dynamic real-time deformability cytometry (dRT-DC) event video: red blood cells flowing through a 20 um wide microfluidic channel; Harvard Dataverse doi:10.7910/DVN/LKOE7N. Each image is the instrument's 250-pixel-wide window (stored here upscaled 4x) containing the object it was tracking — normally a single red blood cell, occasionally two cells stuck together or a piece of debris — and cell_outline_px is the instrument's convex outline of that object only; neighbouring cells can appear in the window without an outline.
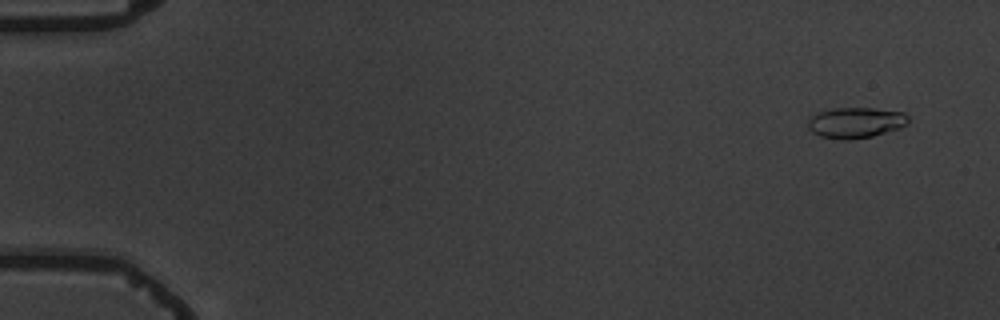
{"species": "common noctule bat (a hibernating species)", "species_latin": "Nyctalus noctula", "temperature_condition": "warm", "stored_images_in_passage": 5, "camera_frame_rate_fps": 3000, "um_per_image_px": 0.085, "animal": {"sex": "male", "body_mass_g": 19.5, "forearm_length_mm": 54.6}, "frame": {"image": 1, "passage_image": 1, "time_ms": 0.0, "image_size_px": [1000, 320], "cell_outline_px": [[908, 124], [900, 128], [872, 136], [848, 140], [840, 140], [820, 136], [812, 132], [808, 128], [808, 120], [816, 112], [832, 108], [872, 108], [904, 112], [908, 116]], "centroid_in_image_um": [72.72, 10.42], "position_along_channel_um": 12.3, "area_um2": 18.09}}